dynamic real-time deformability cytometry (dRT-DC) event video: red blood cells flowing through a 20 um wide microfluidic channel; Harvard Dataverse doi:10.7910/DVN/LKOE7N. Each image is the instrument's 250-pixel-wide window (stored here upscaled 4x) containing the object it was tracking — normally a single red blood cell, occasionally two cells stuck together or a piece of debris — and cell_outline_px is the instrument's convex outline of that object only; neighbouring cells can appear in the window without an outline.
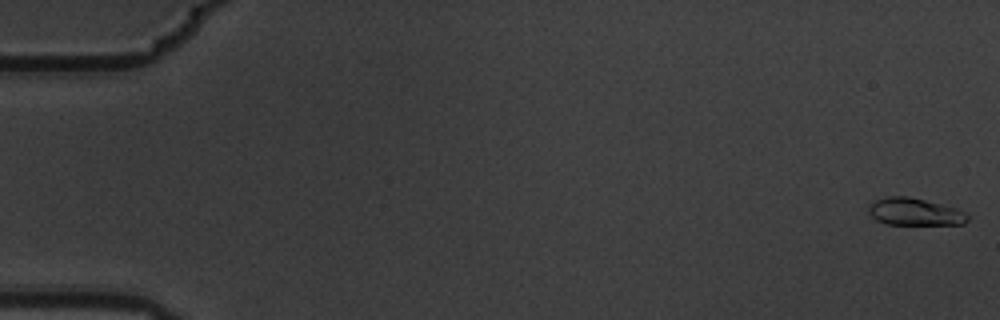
{"species": "common noctule bat (a hibernating species)", "species_latin": "Nyctalus noctula", "temperature_condition": "warm", "stored_images_in_passage": 7, "camera_frame_rate_fps": 3000, "um_per_image_px": 0.085, "animal": {"sex": "male", "body_mass_g": 19.5, "forearm_length_mm": 54.6}, "frame": {"image": 1, "passage_image": 1, "time_ms": 0.0, "image_size_px": [1000, 320], "cell_outline_px": [[968, 220], [964, 224], [888, 224], [876, 220], [868, 212], [868, 208], [876, 200], [888, 196], [908, 196], [956, 208], [964, 212], [968, 216]], "centroid_in_image_um": [77.75, 18.01], "position_along_channel_um": 7.3, "area_um2": 15.49}}
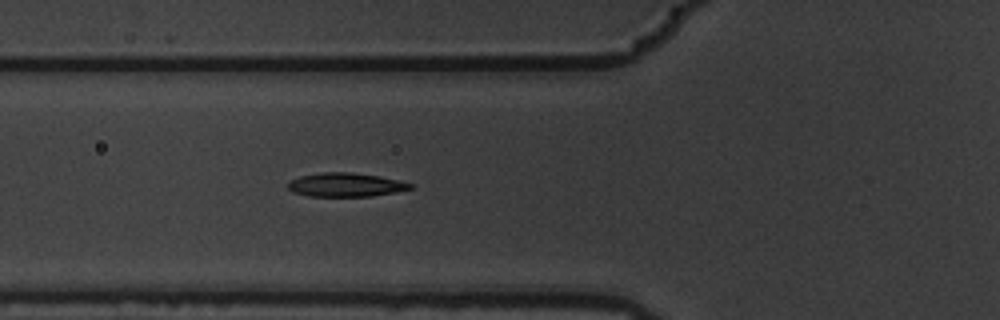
{"frame": {"image": 2, "passage_image": 7, "time_ms": 2.0, "image_size_px": [1000, 320], "cell_outline_px": [[412, 188], [396, 192], [372, 196], [308, 196], [292, 192], [288, 188], [288, 184], [292, 180], [300, 176], [320, 172], [352, 172], [380, 176], [412, 184]], "centroid_in_image_um": [29.36, 15.7], "position_along_channel_um": 96.4, "area_um2": 16.88}}